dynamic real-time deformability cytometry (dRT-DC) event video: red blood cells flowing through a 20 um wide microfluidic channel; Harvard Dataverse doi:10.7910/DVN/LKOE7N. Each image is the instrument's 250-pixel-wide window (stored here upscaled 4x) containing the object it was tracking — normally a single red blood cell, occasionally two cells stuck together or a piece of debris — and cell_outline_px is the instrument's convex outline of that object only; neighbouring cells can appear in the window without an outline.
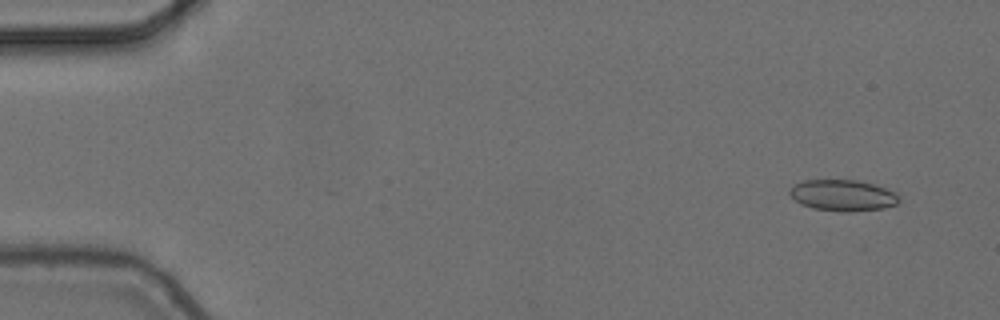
{"species": "common noctule bat (a hibernating species)", "species_latin": "Nyctalus noctula", "temperature_condition": "cold", "stored_images_in_passage": 6, "camera_frame_rate_fps": 3000, "um_per_image_px": 0.085, "animal": {"sex": "female", "body_mass_g": 24.6, "forearm_length_mm": 56.2}, "frame": {"image": 1, "passage_image": 1, "time_ms": 0.0, "image_size_px": [1000, 320], "cell_outline_px": [[900, 200], [896, 204], [884, 208], [852, 212], [840, 212], [812, 208], [800, 204], [788, 192], [796, 184], [804, 180], [856, 180], [876, 184], [896, 192]], "centroid_in_image_um": [71.67, 16.61], "position_along_channel_um": 13.3, "area_um2": 20.0}}
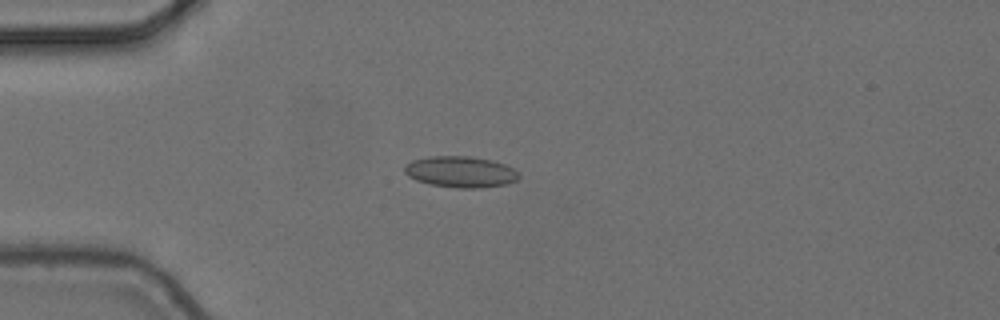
{"frame": {"image": 2, "passage_image": 4, "time_ms": 1.0, "image_size_px": [1000, 320], "cell_outline_px": [[520, 176], [516, 180], [508, 184], [480, 188], [456, 188], [428, 184], [416, 180], [408, 176], [404, 172], [404, 168], [412, 160], [428, 156], [468, 156], [492, 160], [504, 164], [512, 168]], "centroid_in_image_um": [39.13, 14.61], "position_along_channel_um": 45.9, "area_um2": 20.81}}
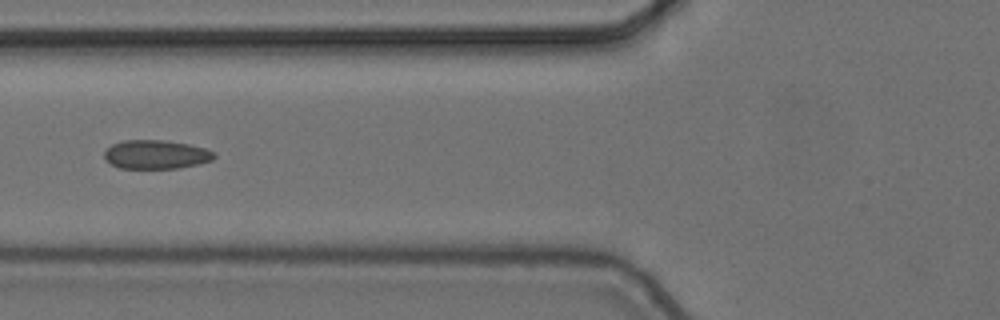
{"frame": {"image": 3, "passage_image": 6, "time_ms": 1.667, "image_size_px": [1000, 320], "cell_outline_px": [[216, 156], [212, 160], [200, 164], [180, 168], [120, 168], [104, 160], [104, 152], [112, 144], [124, 140], [164, 140], [188, 144], [204, 148], [216, 152]], "centroid_in_image_um": [13.28, 13.13], "position_along_channel_um": 112.5, "area_um2": 18.55}}